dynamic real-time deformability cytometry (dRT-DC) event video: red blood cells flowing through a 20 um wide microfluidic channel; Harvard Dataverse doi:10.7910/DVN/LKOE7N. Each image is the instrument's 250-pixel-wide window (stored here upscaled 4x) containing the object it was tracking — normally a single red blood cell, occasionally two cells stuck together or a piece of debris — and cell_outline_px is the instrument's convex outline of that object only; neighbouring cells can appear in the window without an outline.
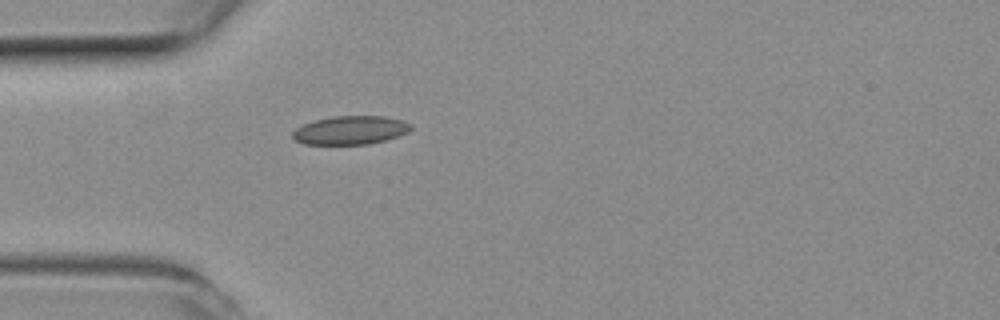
{"species": "common noctule bat (a hibernating species)", "species_latin": "Nyctalus noctula", "temperature_condition": "room temperature", "stored_images_in_passage": 17, "camera_frame_rate_fps": 3000, "um_per_image_px": 0.085, "animal": {"sex": "female", "body_mass_g": 19.3, "forearm_length_mm": 54.1}, "frame": {"image": 1, "passage_image": 1, "time_ms": 0.0, "image_size_px": [1000, 320], "cell_outline_px": [[412, 128], [408, 132], [384, 140], [368, 144], [304, 144], [296, 140], [292, 136], [292, 132], [296, 128], [304, 124], [316, 120], [332, 116], [384, 116], [404, 120], [412, 124]], "centroid_in_image_um": [29.8, 11.06], "position_along_channel_um": 55.2, "area_um2": 19.59}}
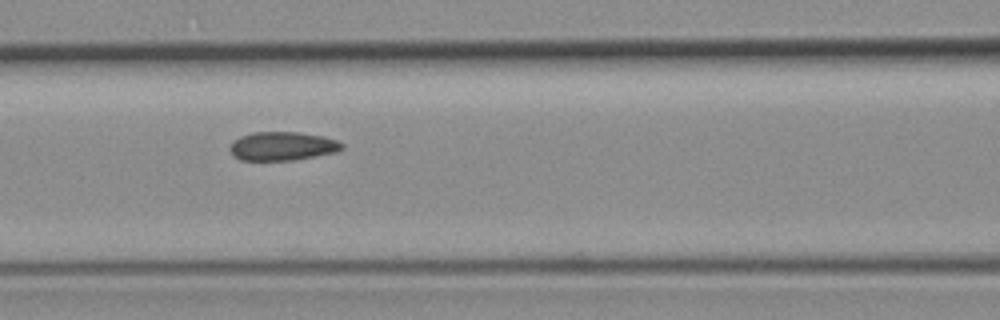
{"frame": {"image": 2, "passage_image": 8, "time_ms": 2.333, "image_size_px": [1000, 320], "cell_outline_px": [[344, 148], [336, 152], [292, 160], [240, 160], [232, 156], [228, 148], [232, 140], [240, 136], [252, 132], [300, 132], [324, 136], [336, 140], [344, 144]], "centroid_in_image_um": [23.96, 12.41], "position_along_channel_um": 142.6, "area_um2": 18.96}}
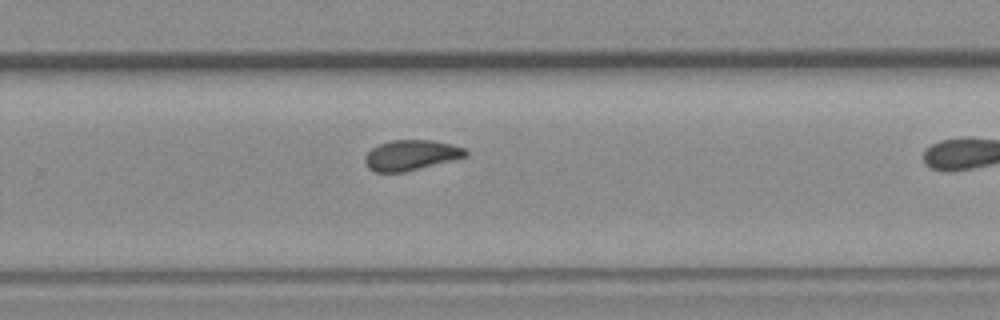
{"frame": {"image": 3, "passage_image": 16, "time_ms": 5.0, "image_size_px": [1000, 320], "cell_outline_px": [[468, 152], [464, 156], [404, 172], [376, 172], [368, 168], [364, 160], [364, 156], [372, 148], [380, 144], [392, 140], [432, 140], [452, 144], [464, 148]], "centroid_in_image_um": [34.88, 13.18], "position_along_channel_um": 294.9, "area_um2": 17.4}}